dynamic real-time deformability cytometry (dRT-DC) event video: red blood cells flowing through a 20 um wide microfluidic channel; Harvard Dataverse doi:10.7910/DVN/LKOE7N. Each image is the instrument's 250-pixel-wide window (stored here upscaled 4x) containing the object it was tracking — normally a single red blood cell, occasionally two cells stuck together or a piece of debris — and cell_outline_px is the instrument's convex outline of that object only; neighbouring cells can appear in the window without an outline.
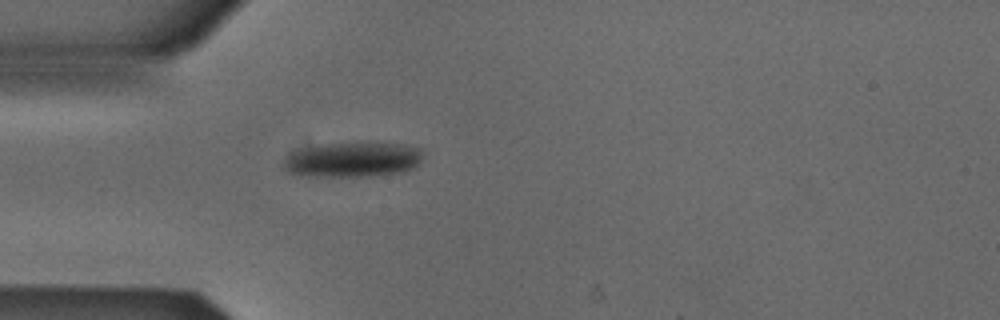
{"species": "Egyptian fruit bat (a non-hibernating species)", "species_latin": "Rousettus aegyptiacus", "temperature_condition": "cold", "stored_images_in_passage": 38, "camera_frame_rate_fps": 3000, "um_per_image_px": 0.085, "animal": {"sex": "male"}, "frame": {"image": 1, "passage_image": 1, "time_ms": 0.0, "image_size_px": [1000, 320], "cell_outline_px": [[424, 156], [420, 164], [404, 172], [368, 176], [300, 176], [288, 172], [280, 168], [284, 160], [288, 156], [300, 148], [324, 144], [368, 140], [404, 144], [420, 148]], "centroid_in_image_um": [30.01, 13.53], "position_along_channel_um": 55.0, "area_um2": 29.54}}
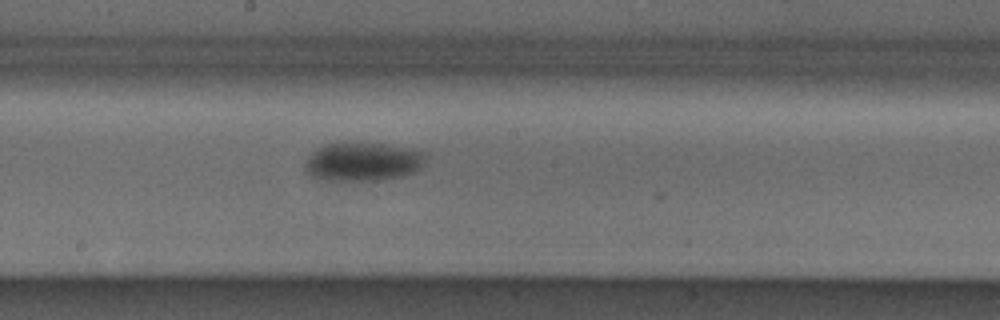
{"frame": {"image": 2, "passage_image": 14, "time_ms": 4.333, "image_size_px": [1000, 320], "cell_outline_px": [[424, 164], [416, 172], [400, 176], [376, 180], [324, 180], [312, 176], [304, 168], [304, 164], [308, 156], [312, 152], [328, 144], [384, 144], [424, 148]], "centroid_in_image_um": [30.91, 13.74], "position_along_channel_um": 217.3, "area_um2": 27.05}}
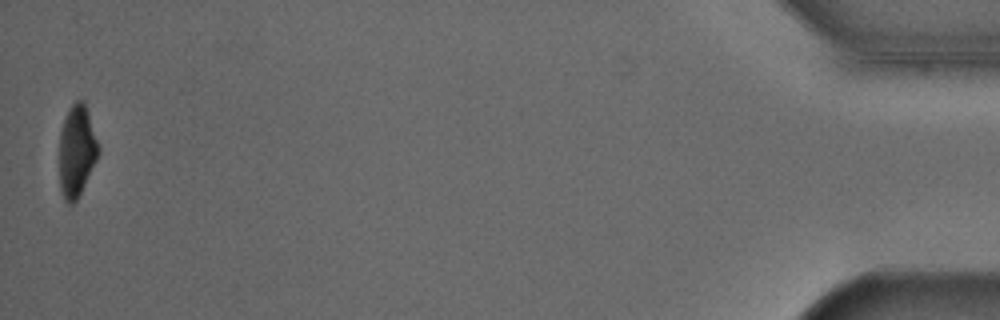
{"frame": {"image": 3, "passage_image": 38, "time_ms": 12.333, "image_size_px": [1000, 320], "cell_outline_px": [[100, 152], [76, 200], [72, 204], [68, 204], [64, 200], [60, 188], [60, 132], [64, 116], [68, 108], [76, 100], [84, 100], [100, 148]], "centroid_in_image_um": [6.51, 12.79], "position_along_channel_um": 428.7, "area_um2": 20.75}, "authors_computed_cell_mechanics": {"area_um2": 27.0504, "velocity_mm_per_s": 3.8874, "shape_relaxation_time_tau1_ms": 2.3205, "shape_relaxation_time_tau2_ms": null, "deformation_change_tau1": 0.1089, "deformation_change_tau2": null}}